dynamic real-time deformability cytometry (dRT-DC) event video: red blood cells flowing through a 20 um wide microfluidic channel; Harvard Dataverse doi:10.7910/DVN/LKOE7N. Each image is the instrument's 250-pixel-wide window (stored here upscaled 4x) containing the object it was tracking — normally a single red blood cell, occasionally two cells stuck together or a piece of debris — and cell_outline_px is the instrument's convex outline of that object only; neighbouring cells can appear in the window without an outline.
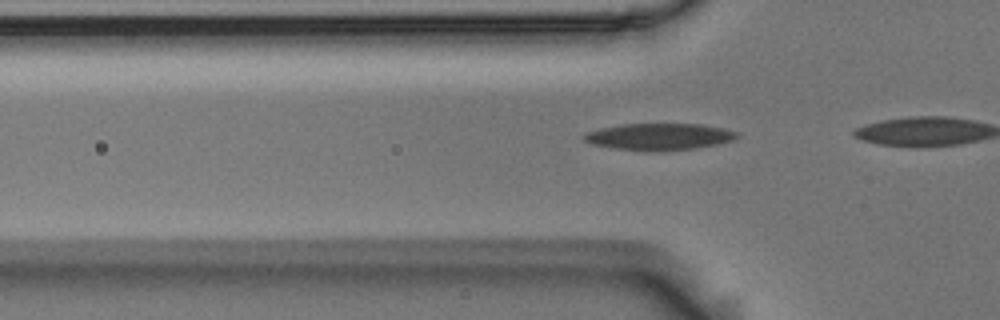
{"species": "Egyptian fruit bat (a non-hibernating species)", "species_latin": "Rousettus aegyptiacus", "temperature_condition": "room temperature", "stored_images_in_passage": 13, "camera_frame_rate_fps": 3000, "um_per_image_px": 0.085, "animal": {"sex": "male"}, "frame": {"image": 1, "passage_image": 8, "time_ms": 2.333, "image_size_px": [1000, 320], "cell_outline_px": [[740, 136], [736, 140], [696, 148], [664, 152], [656, 152], [612, 148], [592, 144], [584, 140], [584, 136], [588, 132], [600, 128], [624, 124], [700, 124], [724, 128], [736, 132]], "centroid_in_image_um": [56.07, 11.63], "position_along_channel_um": 69.7, "area_um2": 23.99}}